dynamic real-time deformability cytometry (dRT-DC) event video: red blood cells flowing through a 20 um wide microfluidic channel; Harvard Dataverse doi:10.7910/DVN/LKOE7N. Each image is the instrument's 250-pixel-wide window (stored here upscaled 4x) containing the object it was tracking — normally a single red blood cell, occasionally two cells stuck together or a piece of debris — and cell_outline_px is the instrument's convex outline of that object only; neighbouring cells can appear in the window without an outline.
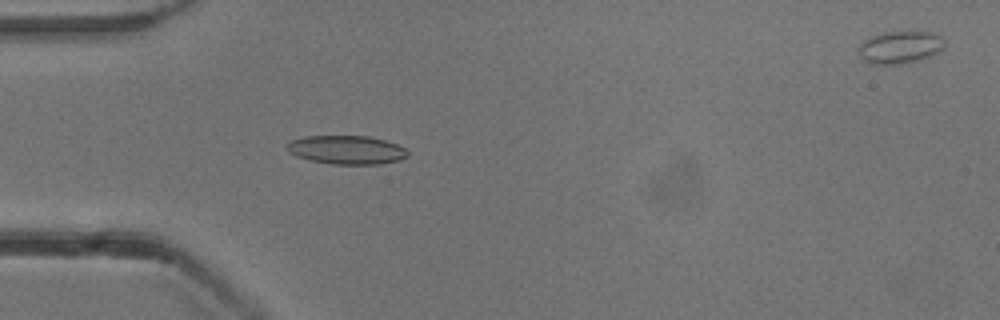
{"species": "common noctule bat (a hibernating species)", "species_latin": "Nyctalus noctula", "temperature_condition": "cold", "stored_images_in_passage": 52, "camera_frame_rate_fps": 3000, "um_per_image_px": 0.085, "animal": {"sex": "male", "body_mass_g": 13.3}, "frame": {"image": 1, "passage_image": 15, "time_ms": 4.667, "image_size_px": [1000, 320], "cell_outline_px": [[408, 156], [400, 160], [380, 164], [332, 164], [312, 160], [296, 156], [288, 152], [284, 148], [292, 140], [304, 136], [368, 136], [384, 140], [396, 144], [404, 148], [408, 152]], "centroid_in_image_um": [29.45, 12.74], "position_along_channel_um": 55.6, "area_um2": 20.11}}
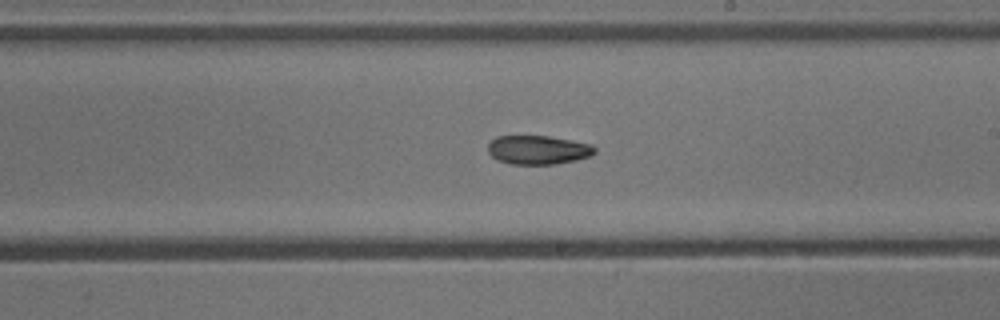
{"frame": {"image": 2, "passage_image": 30, "time_ms": 9.667, "image_size_px": [1000, 320], "cell_outline_px": [[596, 152], [588, 156], [576, 160], [556, 164], [512, 164], [496, 160], [488, 152], [488, 144], [496, 136], [548, 136], [572, 140], [592, 144], [596, 148]], "centroid_in_image_um": [45.73, 12.74], "position_along_channel_um": 243.3, "area_um2": 18.03}}
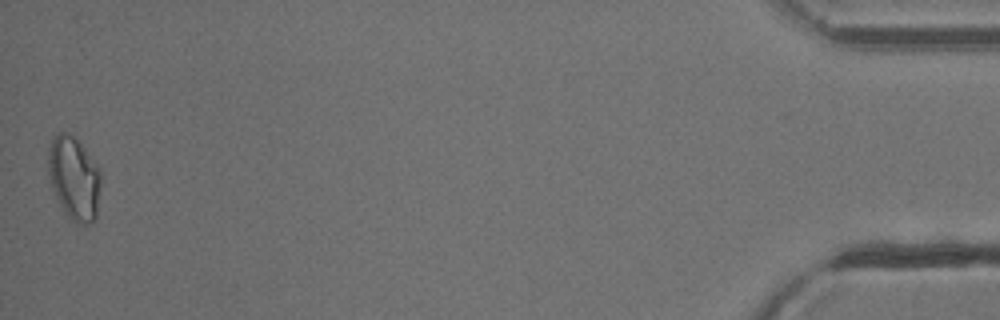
{"frame": {"image": 3, "passage_image": 52, "time_ms": 17.0, "image_size_px": [1000, 320], "cell_outline_px": [[100, 184], [96, 220], [88, 224], [76, 224], [68, 216], [60, 204], [52, 188], [48, 172], [48, 148], [52, 136], [56, 132], [64, 132], [72, 136], [84, 148], [100, 168]], "centroid_in_image_um": [6.29, 15.14], "position_along_channel_um": 428.9, "area_um2": 25.55}, "authors_computed_cell_mechanics": {"area_um2": 19.2474, "velocity_mm_per_s": 3.8611, "shape_relaxation_time_tau1_ms": 5.5875, "shape_relaxation_time_tau2_ms": 9.3598, "deformation_change_tau1": 0.1511, "deformation_change_tau2": 0.164}}